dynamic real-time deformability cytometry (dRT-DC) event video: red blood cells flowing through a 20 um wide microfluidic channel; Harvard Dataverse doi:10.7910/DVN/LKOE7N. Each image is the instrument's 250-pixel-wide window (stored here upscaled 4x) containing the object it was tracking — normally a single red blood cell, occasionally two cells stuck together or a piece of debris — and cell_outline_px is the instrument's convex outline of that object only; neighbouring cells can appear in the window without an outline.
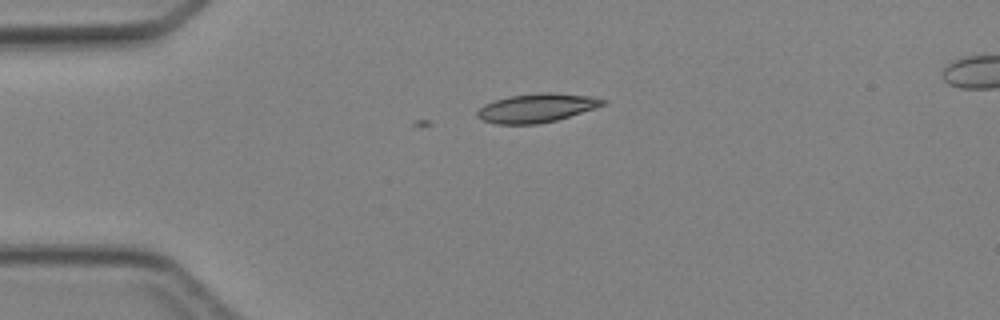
{"species": "Egyptian fruit bat (a non-hibernating species)", "species_latin": "Rousettus aegyptiacus", "temperature_condition": "cold", "stored_images_in_passage": 5, "camera_frame_rate_fps": 3000, "um_per_image_px": 0.085, "animal": {"sex": "female"}, "frame": {"image": 1, "passage_image": 1, "time_ms": 0.0, "image_size_px": [1000, 320], "cell_outline_px": [[608, 100], [604, 104], [596, 108], [556, 120], [536, 124], [496, 124], [484, 120], [476, 116], [476, 112], [484, 104], [508, 96], [536, 92], [552, 92], [592, 96]], "centroid_in_image_um": [45.63, 9.16], "position_along_channel_um": 39.4, "area_um2": 21.15}}